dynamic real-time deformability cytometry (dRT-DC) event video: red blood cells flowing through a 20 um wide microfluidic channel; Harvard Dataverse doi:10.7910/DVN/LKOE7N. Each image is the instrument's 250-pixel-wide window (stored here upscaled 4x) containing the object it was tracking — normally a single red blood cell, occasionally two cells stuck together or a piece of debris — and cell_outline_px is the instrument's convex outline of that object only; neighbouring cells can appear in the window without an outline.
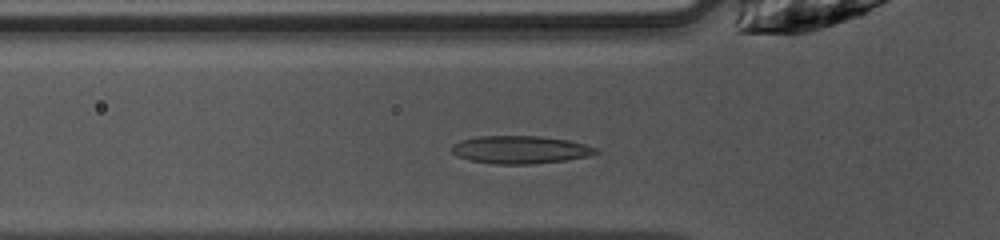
{"species": "common noctule bat (a hibernating species)", "species_latin": "Nyctalus noctula", "temperature_condition": "warm", "stored_images_in_passage": 28, "camera_frame_rate_fps": 3000, "um_per_image_px": 0.085, "animal": {"sex": "female", "body_mass_g": 10.0, "forearm_length_mm": 53.1}, "frame": {"image": 1, "passage_image": 3, "time_ms": 0.667, "image_size_px": [1000, 240], "cell_outline_px": [[600, 152], [588, 156], [564, 160], [532, 164], [496, 164], [468, 160], [456, 156], [452, 152], [452, 148], [460, 140], [476, 136], [540, 136], [568, 140], [584, 144], [596, 148]], "centroid_in_image_um": [44.21, 12.72], "position_along_channel_um": 81.6, "area_um2": 23.29}}
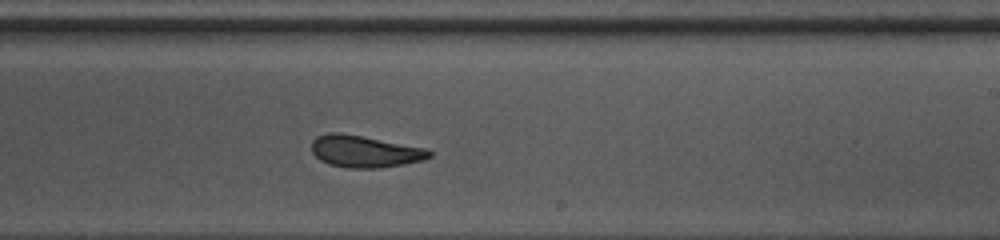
{"frame": {"image": 2, "passage_image": 16, "time_ms": 5.0, "image_size_px": [1000, 240], "cell_outline_px": [[432, 156], [424, 160], [404, 164], [380, 168], [348, 168], [328, 164], [320, 160], [312, 152], [312, 140], [316, 136], [328, 132], [340, 132], [424, 148], [432, 152]], "centroid_in_image_um": [30.97, 12.87], "position_along_channel_um": 258.0, "area_um2": 21.85}}
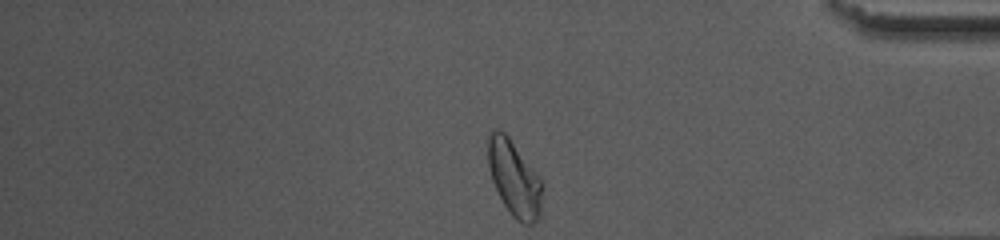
{"frame": {"image": 3, "passage_image": 28, "time_ms": 9.0, "image_size_px": [1000, 240], "cell_outline_px": [[544, 184], [540, 216], [532, 224], [520, 224], [512, 216], [504, 204], [492, 180], [488, 164], [488, 132], [492, 128], [496, 128], [504, 132], [508, 136], [536, 172]], "centroid_in_image_um": [43.73, 15.17], "position_along_channel_um": 391.5, "area_um2": 24.1}, "authors_computed_cell_mechanics": {"area_um2": 21.9351, "velocity_mm_per_s": 4.0506, "shape_relaxation_time_tau1_ms": 9.1534, "shape_relaxation_time_tau2_ms": 3.3524, "deformation_change_tau1": 0.2055, "deformation_change_tau2": 0.0964}}